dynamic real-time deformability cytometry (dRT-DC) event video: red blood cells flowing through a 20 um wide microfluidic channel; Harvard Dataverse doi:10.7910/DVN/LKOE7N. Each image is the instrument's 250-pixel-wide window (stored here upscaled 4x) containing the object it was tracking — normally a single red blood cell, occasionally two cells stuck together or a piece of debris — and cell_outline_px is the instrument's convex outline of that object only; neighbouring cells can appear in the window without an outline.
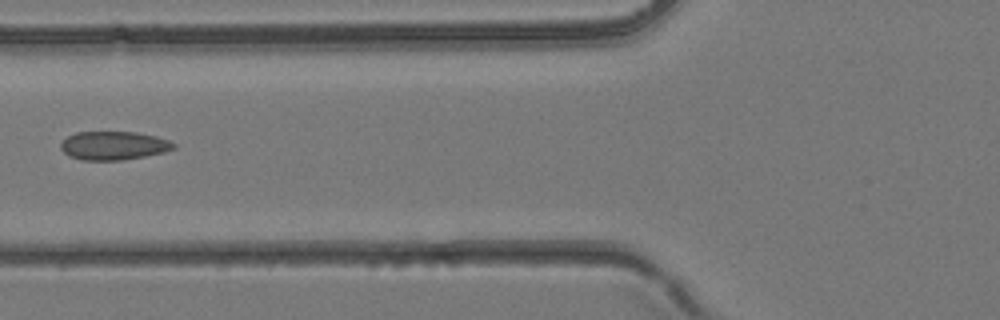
{"species": "common noctule bat (a hibernating species)", "species_latin": "Nyctalus noctula", "temperature_condition": "room temperature", "stored_images_in_passage": 5, "camera_frame_rate_fps": 3000, "um_per_image_px": 0.085, "animal": {"sex": "female", "body_mass_g": 24.6, "forearm_length_mm": 56.2}, "frame": {"image": 1, "passage_image": 5, "time_ms": 1.333, "image_size_px": [1000, 320], "cell_outline_px": [[176, 148], [164, 152], [144, 156], [120, 160], [84, 160], [68, 156], [60, 148], [60, 144], [68, 136], [76, 132], [136, 132], [156, 136], [168, 140], [176, 144]], "centroid_in_image_um": [9.66, 12.37], "position_along_channel_um": 116.1, "area_um2": 18.73}}